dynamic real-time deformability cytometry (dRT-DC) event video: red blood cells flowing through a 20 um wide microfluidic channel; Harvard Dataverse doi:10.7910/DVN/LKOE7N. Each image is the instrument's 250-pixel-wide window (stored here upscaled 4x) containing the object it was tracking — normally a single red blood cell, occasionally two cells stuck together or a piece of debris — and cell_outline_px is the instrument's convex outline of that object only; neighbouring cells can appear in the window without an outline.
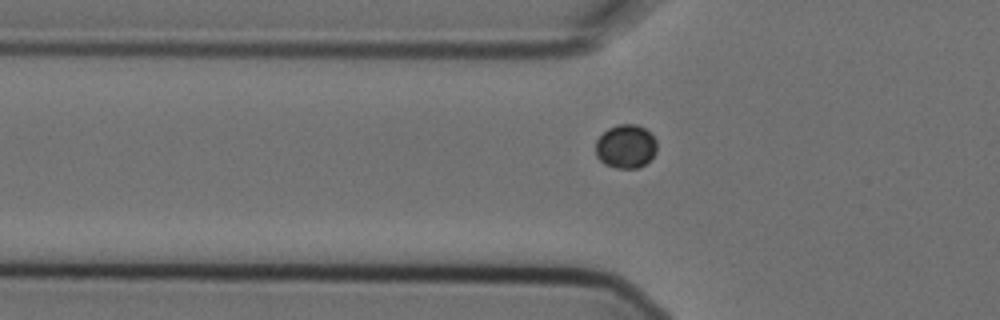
{"species": "Egyptian fruit bat (a non-hibernating species)", "species_latin": "Rousettus aegyptiacus", "temperature_condition": "cold", "stored_images_in_passage": 7, "camera_frame_rate_fps": 3000, "um_per_image_px": 0.085, "animal": {"sex": "female"}, "frame": {"image": 1, "passage_image": 5, "time_ms": 1.333, "image_size_px": [1000, 320], "cell_outline_px": [[656, 152], [644, 164], [636, 168], [616, 168], [604, 164], [596, 156], [596, 140], [608, 128], [620, 124], [636, 124], [644, 128], [656, 140]], "centroid_in_image_um": [53.17, 12.44], "position_along_channel_um": 72.6, "area_um2": 15.43}}
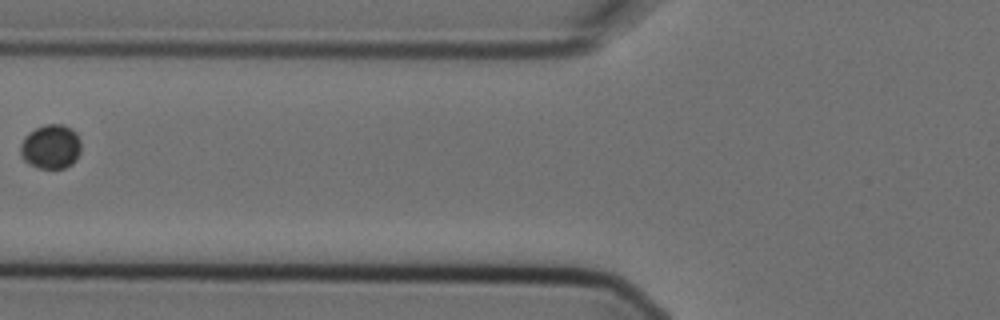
{"frame": {"image": 2, "passage_image": 6, "time_ms": 1.667, "image_size_px": [1000, 320], "cell_outline_px": [[80, 152], [76, 160], [72, 164], [64, 168], [40, 168], [24, 160], [20, 152], [20, 144], [24, 136], [28, 132], [44, 124], [64, 124], [72, 128], [76, 132], [80, 140]], "centroid_in_image_um": [4.33, 12.44], "position_along_channel_um": 121.5, "area_um2": 15.78}}
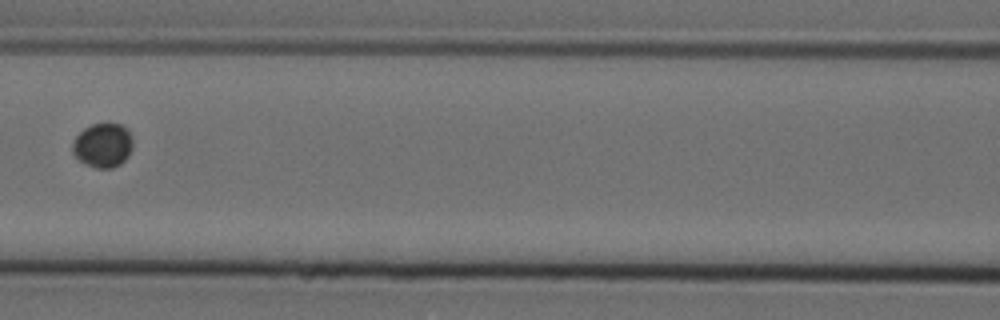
{"frame": {"image": 3, "passage_image": 7, "time_ms": 2.0, "image_size_px": [1000, 320], "cell_outline_px": [[132, 148], [128, 156], [120, 164], [112, 168], [96, 168], [84, 164], [72, 152], [72, 144], [76, 136], [84, 128], [92, 124], [108, 120], [120, 124], [128, 128], [132, 136]], "centroid_in_image_um": [8.76, 12.3], "position_along_channel_um": 157.8, "area_um2": 16.01}}